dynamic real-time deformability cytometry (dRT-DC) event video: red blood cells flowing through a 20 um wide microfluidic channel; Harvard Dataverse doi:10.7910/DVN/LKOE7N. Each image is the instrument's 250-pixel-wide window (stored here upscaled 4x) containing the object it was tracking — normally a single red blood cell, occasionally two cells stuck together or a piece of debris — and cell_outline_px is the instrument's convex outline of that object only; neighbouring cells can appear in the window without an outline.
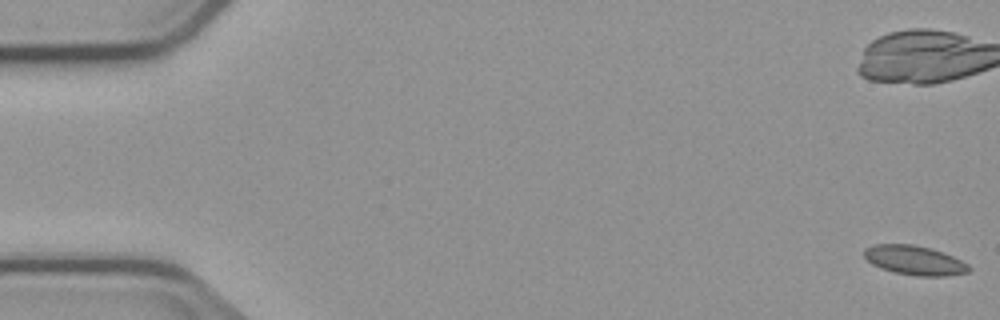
{"species": "common noctule bat (a hibernating species)", "species_latin": "Nyctalus noctula", "temperature_condition": "cold", "stored_images_in_passage": 5, "camera_frame_rate_fps": 3000, "um_per_image_px": 0.085, "animal": {"sex": "male", "body_mass_g": 23.1, "forearm_length_mm": 52.7}, "frame": {"image": 1, "passage_image": 1, "time_ms": 0.0, "image_size_px": [1000, 320], "cell_outline_px": [[972, 268], [968, 272], [948, 276], [916, 276], [896, 272], [880, 268], [872, 264], [864, 256], [864, 248], [872, 244], [912, 244], [932, 248], [944, 252], [968, 264]], "centroid_in_image_um": [77.74, 22.12], "position_along_channel_um": 7.3, "area_um2": 18.03}}